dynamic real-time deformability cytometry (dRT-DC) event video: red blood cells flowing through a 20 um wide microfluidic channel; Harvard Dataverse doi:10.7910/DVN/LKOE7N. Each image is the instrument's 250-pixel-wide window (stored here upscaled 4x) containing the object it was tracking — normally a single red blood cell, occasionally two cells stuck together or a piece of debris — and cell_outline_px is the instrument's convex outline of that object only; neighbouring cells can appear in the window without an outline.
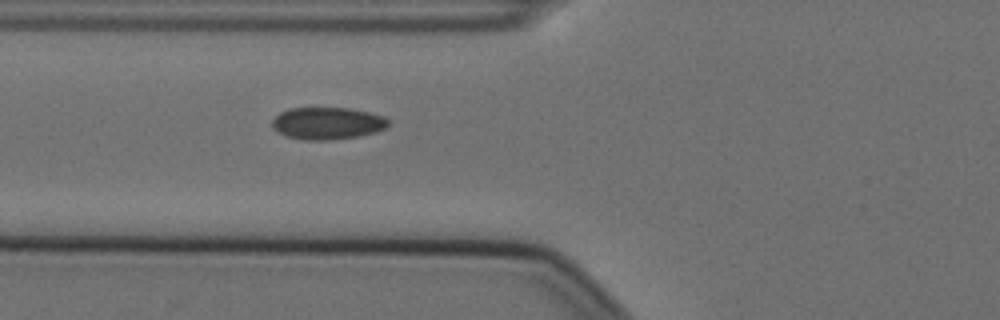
{"species": "Egyptian fruit bat (a non-hibernating species)", "species_latin": "Rousettus aegyptiacus", "temperature_condition": "cold", "stored_images_in_passage": 9, "camera_frame_rate_fps": 3000, "um_per_image_px": 0.085, "animal": {"sex": "female"}, "frame": {"image": 1, "passage_image": 9, "time_ms": 2.667, "image_size_px": [1000, 320], "cell_outline_px": [[388, 124], [384, 128], [376, 132], [360, 136], [328, 140], [304, 140], [288, 136], [272, 128], [272, 120], [280, 112], [288, 108], [352, 108], [372, 112], [384, 116], [388, 120]], "centroid_in_image_um": [27.84, 10.47], "position_along_channel_um": 98.0, "area_um2": 21.85}}